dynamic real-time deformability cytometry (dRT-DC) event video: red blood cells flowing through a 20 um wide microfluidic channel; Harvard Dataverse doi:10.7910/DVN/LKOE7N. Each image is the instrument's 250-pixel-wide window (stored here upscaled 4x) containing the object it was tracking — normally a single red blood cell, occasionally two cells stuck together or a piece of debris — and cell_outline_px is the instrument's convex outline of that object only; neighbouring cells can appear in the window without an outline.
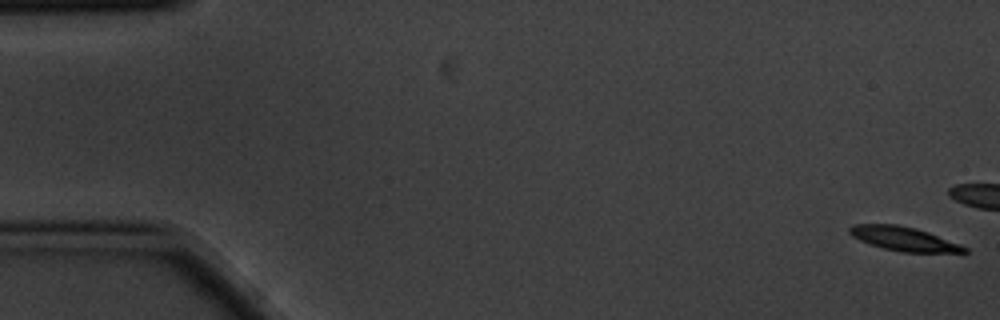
{"species": "common noctule bat (a hibernating species)", "species_latin": "Nyctalus noctula", "temperature_condition": "cold", "stored_images_in_passage": 5, "camera_frame_rate_fps": 3000, "um_per_image_px": 0.085, "animal": {"sex": "male", "body_mass_g": 20.1, "forearm_length_mm": 53.5}, "frame": {"image": 1, "passage_image": 1, "time_ms": 0.0, "image_size_px": [1000, 320], "cell_outline_px": [[968, 252], [900, 252], [868, 244], [852, 236], [848, 232], [848, 228], [852, 224], [896, 224], [916, 228], [928, 232], [960, 244], [968, 248]], "centroid_in_image_um": [76.78, 20.29], "position_along_channel_um": 8.2, "area_um2": 16.07}}